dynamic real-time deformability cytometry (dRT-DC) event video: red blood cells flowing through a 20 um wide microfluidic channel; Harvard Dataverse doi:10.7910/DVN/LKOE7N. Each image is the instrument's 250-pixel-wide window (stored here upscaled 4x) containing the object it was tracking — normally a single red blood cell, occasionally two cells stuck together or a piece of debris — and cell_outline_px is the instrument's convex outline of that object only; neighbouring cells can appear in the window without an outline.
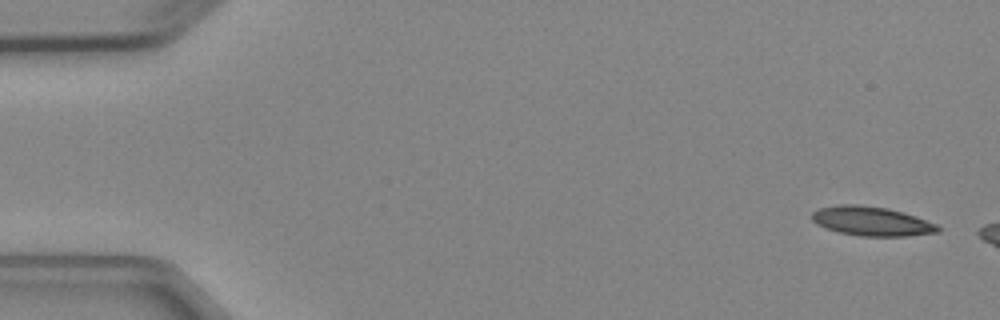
{"species": "Egyptian fruit bat (a non-hibernating species)", "species_latin": "Rousettus aegyptiacus", "temperature_condition": "cold", "stored_images_in_passage": 5, "camera_frame_rate_fps": 3000, "um_per_image_px": 0.085, "animal": {"sex": "female"}, "frame": {"image": 1, "passage_image": 1, "time_ms": 0.0, "image_size_px": [1000, 320], "cell_outline_px": [[940, 232], [908, 236], [860, 236], [840, 232], [816, 224], [812, 220], [812, 212], [820, 208], [840, 204], [856, 204], [888, 208], [936, 224], [940, 228]], "centroid_in_image_um": [74.06, 18.8], "position_along_channel_um": 10.9, "area_um2": 21.15}}